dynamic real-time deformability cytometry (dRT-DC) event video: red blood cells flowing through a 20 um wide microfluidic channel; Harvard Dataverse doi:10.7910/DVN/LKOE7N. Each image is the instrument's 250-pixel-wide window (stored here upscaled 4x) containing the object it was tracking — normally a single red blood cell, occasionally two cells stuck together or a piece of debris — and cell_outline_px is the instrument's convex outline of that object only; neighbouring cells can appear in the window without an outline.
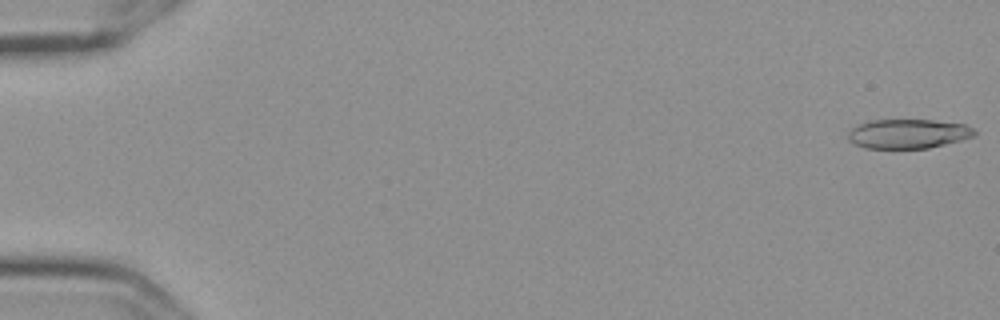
{"species": "Egyptian fruit bat (a non-hibernating species)", "species_latin": "Rousettus aegyptiacus", "temperature_condition": "cold", "stored_images_in_passage": 57, "camera_frame_rate_fps": 3000, "um_per_image_px": 0.085, "frame": {"image": 1, "passage_image": 1, "time_ms": 0.0, "image_size_px": [1000, 320], "cell_outline_px": [[976, 136], [928, 148], [864, 148], [848, 140], [848, 132], [852, 128], [860, 124], [872, 120], [932, 120], [964, 124], [972, 128], [976, 132]], "centroid_in_image_um": [77.19, 11.37], "position_along_channel_um": 7.8, "area_um2": 21.44}}
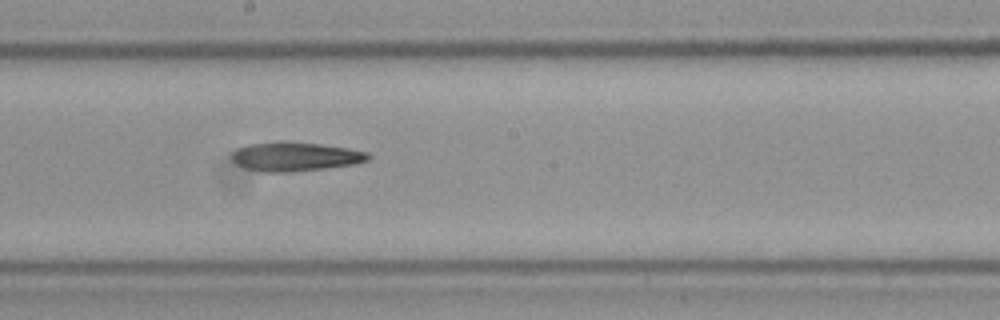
{"frame": {"image": 2, "passage_image": 32, "time_ms": 10.333, "image_size_px": [1000, 320], "cell_outline_px": [[372, 156], [368, 160], [356, 164], [292, 172], [264, 172], [244, 168], [232, 160], [232, 152], [236, 148], [248, 144], [280, 140], [284, 140], [320, 144], [348, 148], [368, 152]], "centroid_in_image_um": [25.08, 13.29], "position_along_channel_um": 223.1, "area_um2": 23.41}}
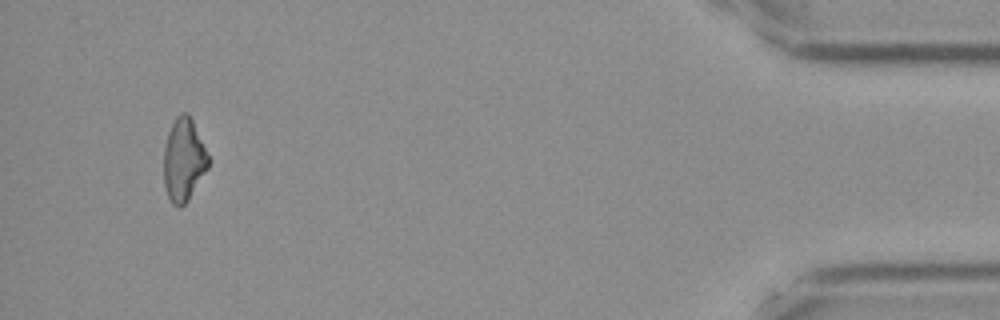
{"frame": {"image": 3, "passage_image": 54, "time_ms": 17.667, "image_size_px": [1000, 320], "cell_outline_px": [[212, 160], [208, 168], [188, 200], [180, 208], [176, 208], [172, 204], [168, 196], [164, 184], [164, 148], [168, 132], [176, 116], [180, 112], [188, 112]], "centroid_in_image_um": [15.63, 13.59], "position_along_channel_um": 419.6, "area_um2": 21.79}}